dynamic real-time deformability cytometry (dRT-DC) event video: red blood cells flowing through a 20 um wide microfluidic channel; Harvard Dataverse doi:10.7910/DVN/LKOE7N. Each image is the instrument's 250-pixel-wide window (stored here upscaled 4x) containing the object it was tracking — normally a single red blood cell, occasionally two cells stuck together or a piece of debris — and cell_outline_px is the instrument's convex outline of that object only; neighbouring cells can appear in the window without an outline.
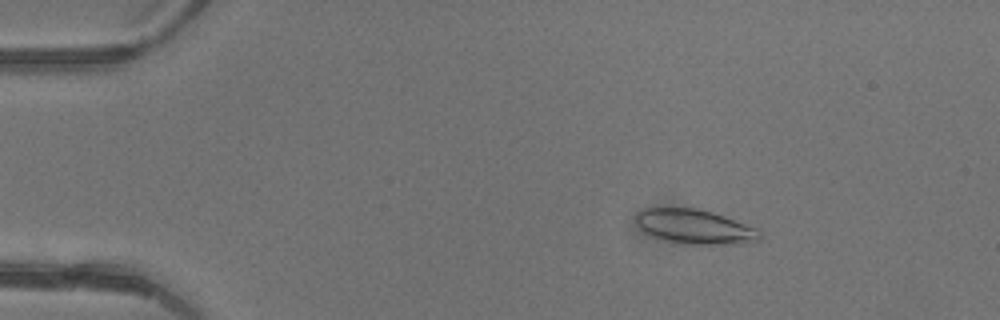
{"species": "common noctule bat (a hibernating species)", "species_latin": "Nyctalus noctula", "temperature_condition": "warm", "stored_images_in_passage": 42, "camera_frame_rate_fps": 3000, "um_per_image_px": 0.085, "animal": {"sex": "female"}, "frame": {"image": 1, "passage_image": 3, "time_ms": 0.667, "image_size_px": [1000, 320], "cell_outline_px": [[764, 236], [760, 240], [744, 244], [684, 244], [652, 236], [644, 232], [636, 224], [636, 212], [640, 208], [696, 208], [712, 212], [724, 216], [756, 228]], "centroid_in_image_um": [59.06, 19.27], "position_along_channel_um": 25.9, "area_um2": 25.03}}
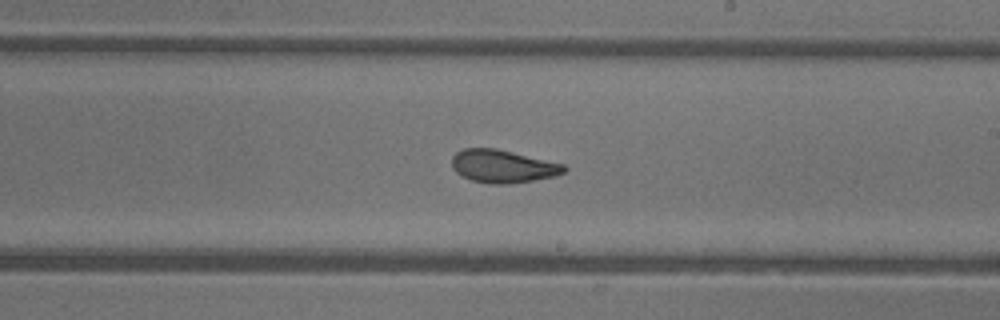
{"frame": {"image": 2, "passage_image": 23, "time_ms": 7.333, "image_size_px": [1000, 320], "cell_outline_px": [[568, 168], [564, 172], [556, 176], [508, 184], [488, 184], [472, 180], [460, 176], [452, 168], [452, 156], [456, 152], [464, 148], [496, 148], [564, 164]], "centroid_in_image_um": [42.72, 14.13], "position_along_channel_um": 246.3, "area_um2": 21.62}}
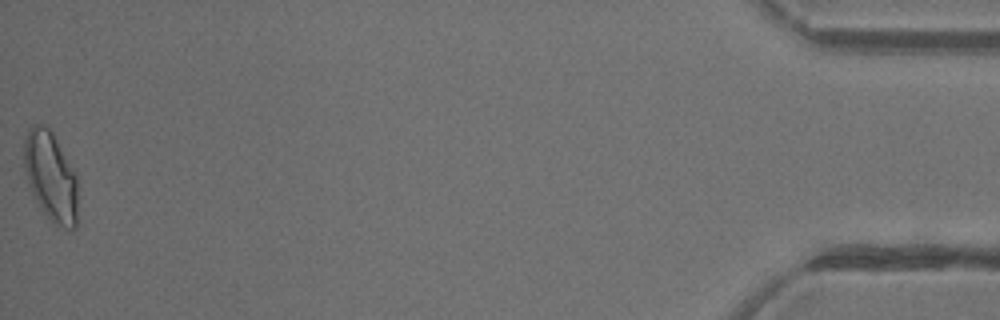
{"frame": {"image": 3, "passage_image": 42, "time_ms": 13.667, "image_size_px": [1000, 320], "cell_outline_px": [[76, 228], [72, 232], [56, 224], [44, 212], [32, 196], [28, 184], [24, 168], [24, 136], [28, 128], [32, 124], [44, 124], [52, 132], [76, 176]], "centroid_in_image_um": [4.27, 14.99], "position_along_channel_um": 430.9, "area_um2": 27.86}, "authors_computed_cell_mechanics": {"area_um2": 22.7443, "velocity_mm_per_s": 4.4709, "shape_relaxation_time_tau1_ms": null, "shape_relaxation_time_tau2_ms": 1.4764, "deformation_change_tau1": null, "deformation_change_tau2": 0.0817}}